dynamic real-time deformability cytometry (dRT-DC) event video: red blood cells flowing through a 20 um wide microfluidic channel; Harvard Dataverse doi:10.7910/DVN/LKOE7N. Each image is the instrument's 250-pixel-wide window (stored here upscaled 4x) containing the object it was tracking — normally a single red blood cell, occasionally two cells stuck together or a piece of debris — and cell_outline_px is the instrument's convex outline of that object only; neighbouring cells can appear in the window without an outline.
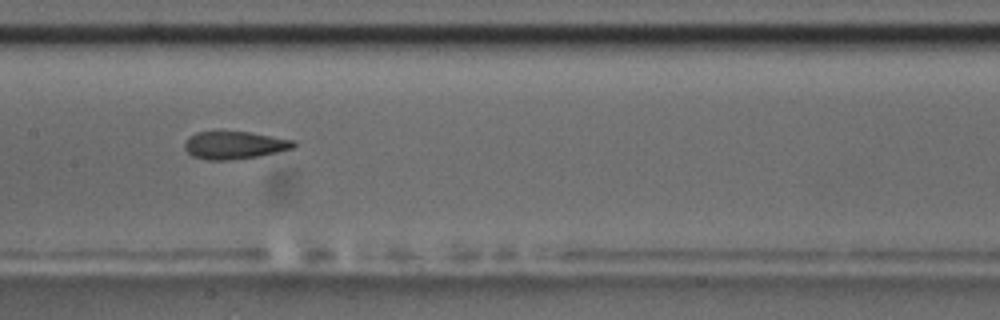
{"species": "common noctule bat (a hibernating species)", "species_latin": "Nyctalus noctula", "temperature_condition": "room temperature", "stored_images_in_passage": 9, "camera_frame_rate_fps": 3000, "um_per_image_px": 0.085, "animal": {"sex": "male", "body_mass_g": 17.5, "forearm_length_mm": 52.3}, "frame": {"image": 1, "passage_image": 8, "time_ms": 9.0, "image_size_px": [1000, 320], "cell_outline_px": [[296, 144], [292, 148], [260, 156], [228, 160], [208, 160], [192, 156], [184, 148], [184, 144], [188, 136], [196, 132], [220, 128], [248, 132], [296, 140]], "centroid_in_image_um": [19.87, 12.29], "position_along_channel_um": 187.5, "area_um2": 18.26}}